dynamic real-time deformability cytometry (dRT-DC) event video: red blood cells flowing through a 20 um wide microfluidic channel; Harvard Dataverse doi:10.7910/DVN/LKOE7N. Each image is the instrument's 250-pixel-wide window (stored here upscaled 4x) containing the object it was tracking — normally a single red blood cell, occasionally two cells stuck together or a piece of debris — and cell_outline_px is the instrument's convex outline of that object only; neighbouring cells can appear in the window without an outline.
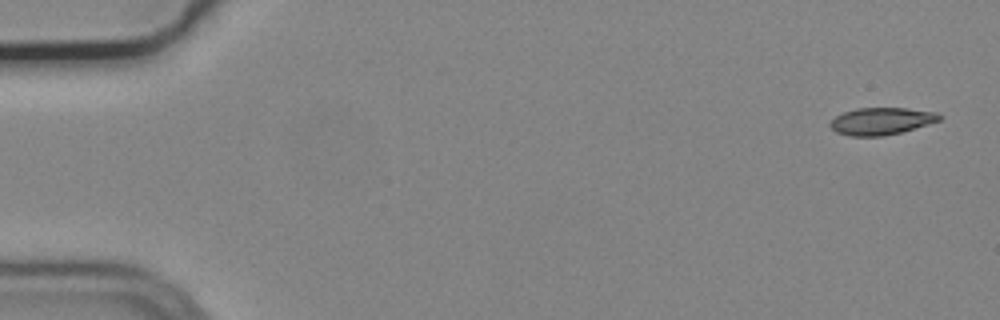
{"species": "common noctule bat (a hibernating species)", "species_latin": "Nyctalus noctula", "temperature_condition": "cold", "stored_images_in_passage": 4, "camera_frame_rate_fps": 3000, "um_per_image_px": 0.085, "animal": {"sex": "male", "body_mass_g": 19.2, "forearm_length_mm": 51.8}, "frame": {"image": 1, "passage_image": 1, "time_ms": 0.0, "image_size_px": [1000, 320], "cell_outline_px": [[944, 116], [940, 120], [928, 124], [900, 132], [884, 136], [848, 136], [836, 132], [828, 124], [836, 116], [844, 112], [856, 108], [904, 108], [936, 112]], "centroid_in_image_um": [74.9, 10.29], "position_along_channel_um": 10.1, "area_um2": 17.22}}
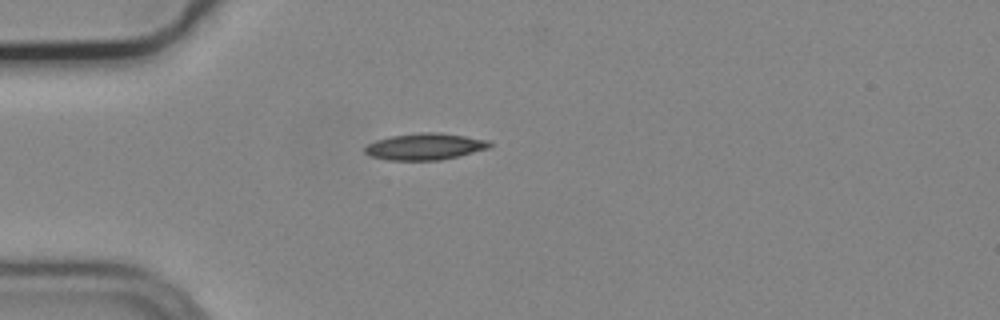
{"frame": {"image": 2, "passage_image": 4, "time_ms": 1.0, "image_size_px": [1000, 320], "cell_outline_px": [[492, 144], [488, 148], [440, 160], [388, 160], [372, 156], [364, 152], [364, 148], [368, 144], [376, 140], [392, 136], [420, 132], [440, 132], [488, 140]], "centroid_in_image_um": [36.1, 12.45], "position_along_channel_um": 48.9, "area_um2": 19.07}}